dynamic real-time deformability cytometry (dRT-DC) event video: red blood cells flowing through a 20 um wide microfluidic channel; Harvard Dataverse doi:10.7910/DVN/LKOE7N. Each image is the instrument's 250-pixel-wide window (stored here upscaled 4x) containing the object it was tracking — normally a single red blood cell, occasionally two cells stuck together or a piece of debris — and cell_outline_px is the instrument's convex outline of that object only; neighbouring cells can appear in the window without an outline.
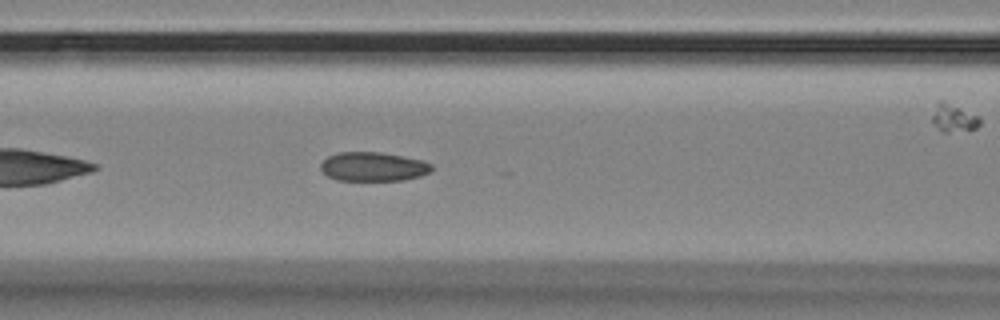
{"species": "Egyptian fruit bat (a non-hibernating species)", "species_latin": "Rousettus aegyptiacus", "temperature_condition": "room temperature", "stored_images_in_passage": 20, "camera_frame_rate_fps": 3000, "um_per_image_px": 0.085, "animal": {"sex": "female"}, "frame": {"image": 1, "passage_image": 9, "time_ms": 2.667, "image_size_px": [1000, 320], "cell_outline_px": [[432, 172], [420, 176], [404, 180], [336, 180], [328, 176], [320, 168], [320, 164], [328, 156], [340, 152], [380, 152], [424, 160], [432, 164]], "centroid_in_image_um": [31.75, 14.16], "position_along_channel_um": 134.8, "area_um2": 18.84}}
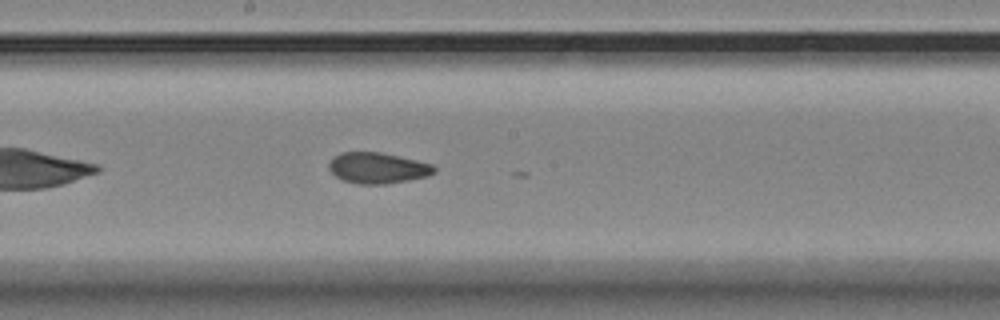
{"frame": {"image": 2, "passage_image": 16, "time_ms": 5.0, "image_size_px": [1000, 320], "cell_outline_px": [[436, 172], [428, 176], [408, 180], [384, 184], [356, 184], [344, 180], [336, 176], [328, 168], [328, 164], [332, 156], [340, 152], [380, 152], [416, 160], [432, 164], [436, 168]], "centroid_in_image_um": [32.08, 14.27], "position_along_channel_um": 216.1, "area_um2": 19.02}}